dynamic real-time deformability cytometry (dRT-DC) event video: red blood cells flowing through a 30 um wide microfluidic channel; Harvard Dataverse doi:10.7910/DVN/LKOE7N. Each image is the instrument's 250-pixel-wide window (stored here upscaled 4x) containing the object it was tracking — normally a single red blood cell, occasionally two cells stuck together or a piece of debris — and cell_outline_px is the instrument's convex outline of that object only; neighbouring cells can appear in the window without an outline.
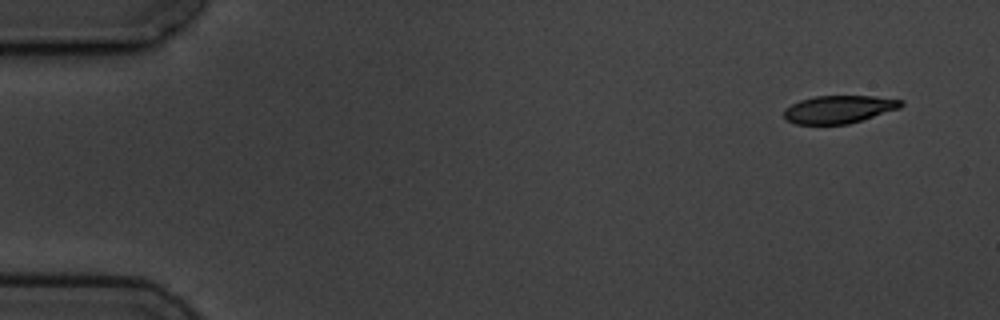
{"species": "common noctule bat (a hibernating species)", "species_latin": "Nyctalus noctula", "temperature_condition": "cold", "stored_images_in_passage": 6, "camera_frame_rate_fps": 3000, "um_per_image_px": 0.085, "animal": {"sex": "male", "body_mass_g": 19.5, "forearm_length_mm": 54.6}, "frame": {"image": 1, "passage_image": 1, "time_ms": 0.0, "image_size_px": [1000, 320], "cell_outline_px": [[904, 104], [900, 108], [848, 124], [796, 124], [788, 120], [784, 116], [784, 108], [800, 100], [816, 96], [876, 96], [904, 100]], "centroid_in_image_um": [71.32, 9.28], "position_along_channel_um": 13.7, "area_um2": 18.9}}
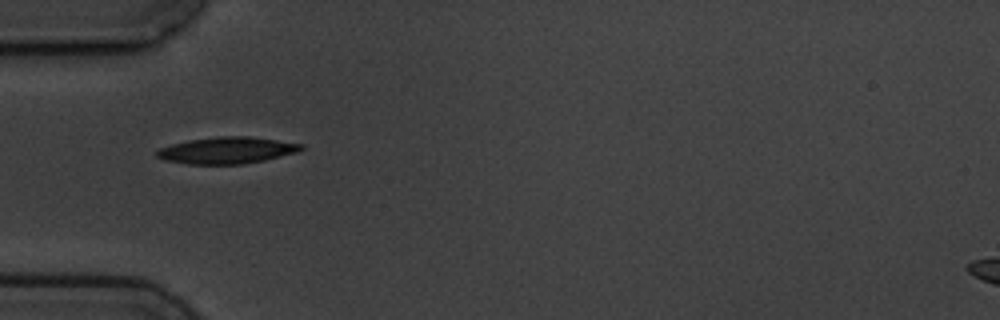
{"frame": {"image": 2, "passage_image": 5, "time_ms": 4.667, "image_size_px": [1000, 320], "cell_outline_px": [[304, 148], [296, 152], [264, 160], [240, 164], [188, 164], [164, 160], [156, 156], [156, 152], [160, 148], [172, 144], [188, 140], [220, 136], [248, 136], [304, 144]], "centroid_in_image_um": [19.27, 12.77], "position_along_channel_um": 65.7, "area_um2": 22.2}}
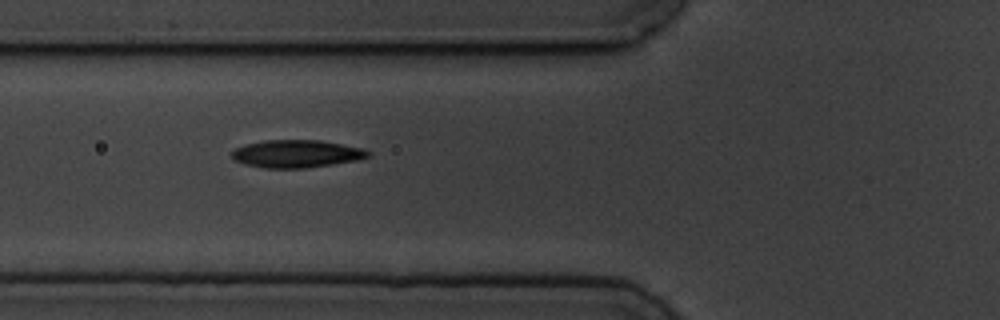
{"frame": {"image": 3, "passage_image": 6, "time_ms": 5.667, "image_size_px": [1000, 320], "cell_outline_px": [[372, 152], [368, 156], [356, 160], [308, 168], [264, 168], [244, 164], [236, 160], [232, 156], [232, 152], [236, 148], [244, 144], [264, 140], [320, 140], [364, 148]], "centroid_in_image_um": [25.21, 13.06], "position_along_channel_um": 100.6, "area_um2": 21.96}}